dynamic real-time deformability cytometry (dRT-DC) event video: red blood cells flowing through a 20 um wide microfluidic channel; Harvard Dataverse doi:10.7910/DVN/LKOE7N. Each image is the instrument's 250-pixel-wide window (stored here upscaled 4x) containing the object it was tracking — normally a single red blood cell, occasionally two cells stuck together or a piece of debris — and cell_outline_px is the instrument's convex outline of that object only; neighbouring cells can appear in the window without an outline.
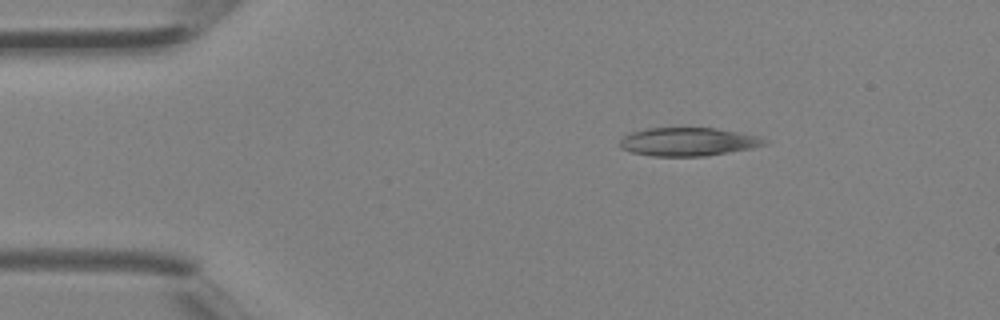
{"species": "Egyptian fruit bat (a non-hibernating species)", "species_latin": "Rousettus aegyptiacus", "temperature_condition": "room temperature", "stored_images_in_passage": 2, "camera_frame_rate_fps": 3000, "um_per_image_px": 0.085, "animal": {"sex": "female"}, "frame": {"image": 1, "passage_image": 1, "time_ms": 0.0, "image_size_px": [1000, 320], "cell_outline_px": [[768, 144], [752, 148], [704, 156], [652, 156], [632, 152], [620, 148], [620, 140], [624, 136], [632, 132], [648, 128], [716, 128], [760, 136], [768, 140]], "centroid_in_image_um": [58.52, 12.05], "position_along_channel_um": 26.5, "area_um2": 23.87}}